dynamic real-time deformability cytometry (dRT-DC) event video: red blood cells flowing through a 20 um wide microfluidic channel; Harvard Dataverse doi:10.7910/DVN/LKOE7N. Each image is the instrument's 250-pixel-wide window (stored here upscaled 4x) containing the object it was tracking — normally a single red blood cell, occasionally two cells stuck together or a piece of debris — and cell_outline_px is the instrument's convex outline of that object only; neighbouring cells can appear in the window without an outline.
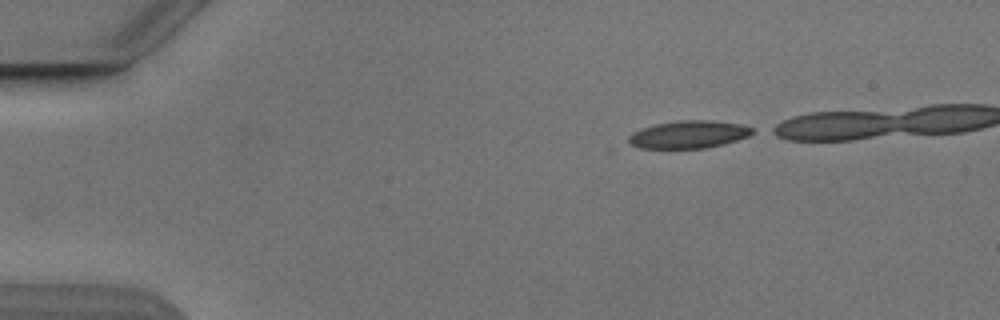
{"species": "Egyptian fruit bat (a non-hibernating species)", "species_latin": "Rousettus aegyptiacus", "temperature_condition": "cold", "stored_images_in_passage": 35, "camera_frame_rate_fps": 3000, "um_per_image_px": 0.085, "animal": {"sex": "male"}, "frame": {"image": 1, "passage_image": 1, "time_ms": 0.0, "image_size_px": [1000, 320], "cell_outline_px": [[756, 132], [748, 136], [724, 144], [704, 148], [640, 148], [632, 144], [628, 140], [628, 136], [632, 132], [640, 128], [656, 124], [676, 120], [712, 120], [740, 124], [752, 128]], "centroid_in_image_um": [58.53, 11.42], "position_along_channel_um": 26.5, "area_um2": 19.94}}
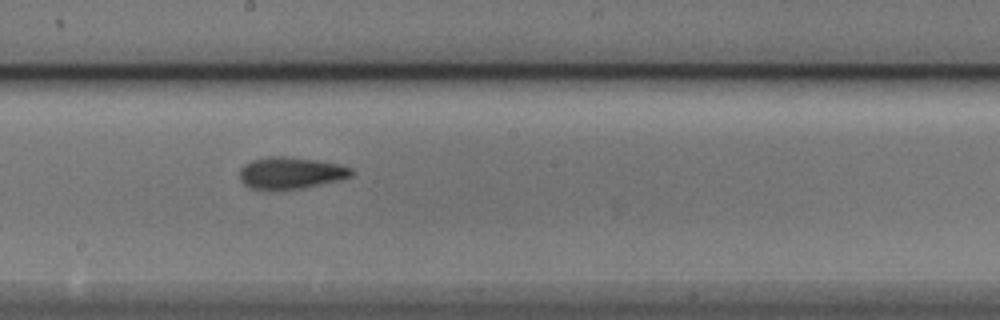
{"frame": {"image": 2, "passage_image": 22, "time_ms": 7.0, "image_size_px": [1000, 320], "cell_outline_px": [[352, 176], [336, 180], [300, 188], [252, 188], [244, 184], [240, 180], [240, 168], [244, 164], [252, 160], [268, 156], [284, 156], [316, 160], [336, 164], [352, 168]], "centroid_in_image_um": [24.67, 14.67], "position_along_channel_um": 223.5, "area_um2": 20.06}}
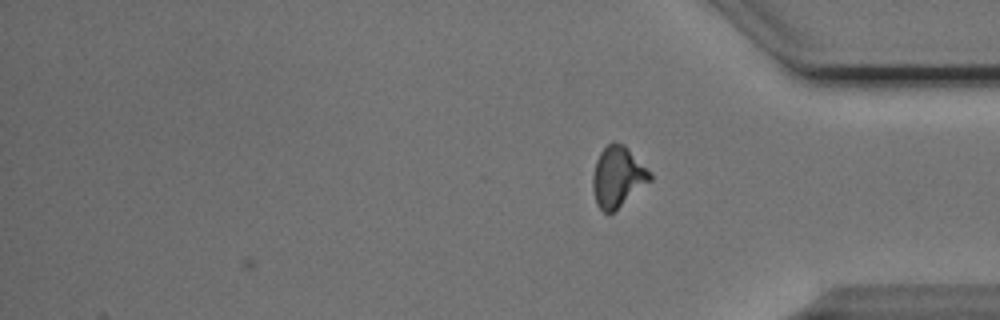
{"frame": {"image": 3, "passage_image": 35, "time_ms": 11.333, "image_size_px": [1000, 320], "cell_outline_px": [[652, 180], [612, 212], [604, 212], [596, 204], [592, 188], [592, 176], [596, 160], [600, 152], [612, 140], [624, 144], [652, 172]], "centroid_in_image_um": [52.51, 14.99], "position_along_channel_um": 382.7, "area_um2": 20.29}, "authors_computed_cell_mechanics": {"area_um2": 20.0566, "velocity_mm_per_s": 3.8657, "shape_relaxation_time_tau1_ms": 6.5212, "shape_relaxation_time_tau2_ms": 3.5409, "deformation_change_tau1": 0.1586, "deformation_change_tau2": 0.1057}}